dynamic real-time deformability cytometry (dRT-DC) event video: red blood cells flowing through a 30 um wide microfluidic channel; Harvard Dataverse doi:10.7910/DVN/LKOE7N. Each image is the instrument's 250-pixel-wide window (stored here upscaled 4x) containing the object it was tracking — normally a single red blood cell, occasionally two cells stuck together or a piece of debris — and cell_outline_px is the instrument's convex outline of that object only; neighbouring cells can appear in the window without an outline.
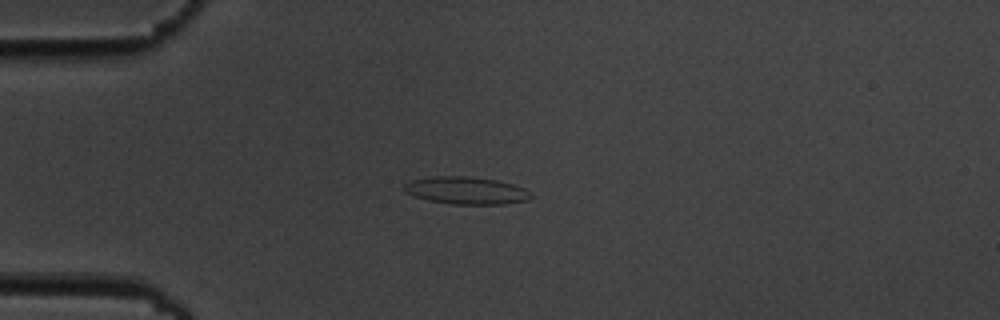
{"species": "common noctule bat (a hibernating species)", "species_latin": "Nyctalus noctula", "temperature_condition": "cold", "stored_images_in_passage": 12, "camera_frame_rate_fps": 3000, "um_per_image_px": 0.085, "animal": {"sex": "male", "body_mass_g": 19.5, "forearm_length_mm": 54.6}, "frame": {"image": 1, "passage_image": 1, "time_ms": 0.0, "image_size_px": [1000, 320], "cell_outline_px": [[532, 196], [528, 200], [504, 204], [452, 204], [428, 200], [404, 192], [404, 184], [408, 180], [428, 176], [468, 176], [496, 180], [512, 184], [524, 188], [532, 192]], "centroid_in_image_um": [39.6, 16.18], "position_along_channel_um": 45.4, "area_um2": 20.4}}
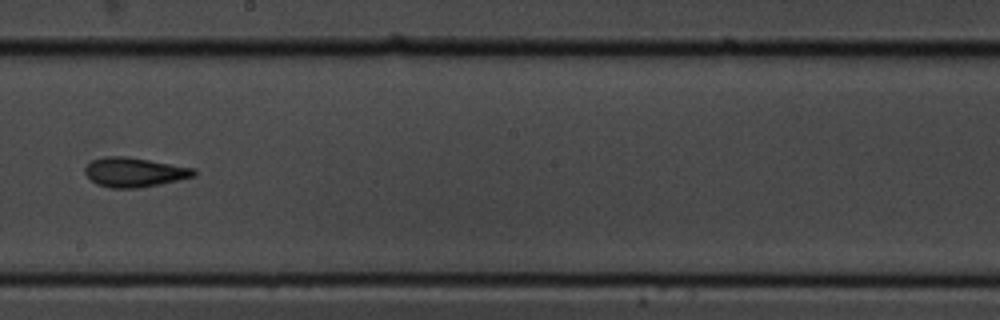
{"frame": {"image": 2, "passage_image": 6, "time_ms": 6.0, "image_size_px": [1000, 320], "cell_outline_px": [[196, 176], [160, 184], [136, 188], [108, 188], [96, 184], [84, 172], [84, 168], [92, 160], [104, 156], [128, 156], [196, 168]], "centroid_in_image_um": [11.43, 14.63], "position_along_channel_um": 236.8, "area_um2": 18.84}}
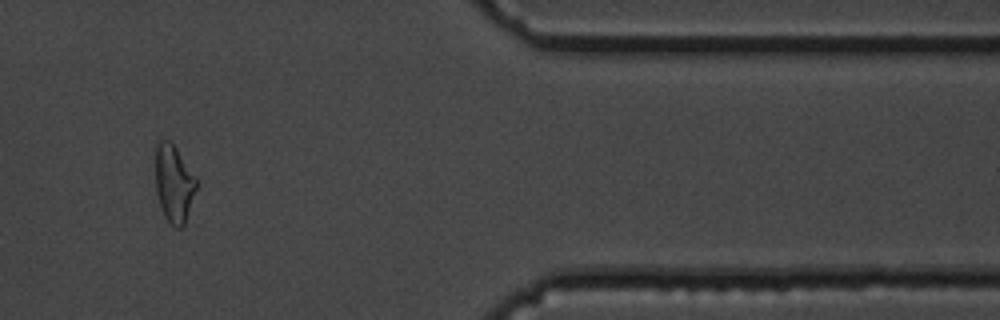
{"frame": {"image": 3, "passage_image": 10, "time_ms": 11.333, "image_size_px": [1000, 320], "cell_outline_px": [[196, 188], [184, 224], [180, 228], [176, 228], [164, 216], [156, 192], [156, 144], [160, 140], [172, 140], [196, 180]], "centroid_in_image_um": [14.76, 15.57], "position_along_channel_um": 396.6, "area_um2": 18.03}, "authors_computed_cell_mechanics": {"area_um2": 18.496, "velocity_mm_per_s": 3.5303, "shape_relaxation_time_tau1_ms": 2.3725, "shape_relaxation_time_tau2_ms": 1.8161, "deformation_change_tau1": 0.1062, "deformation_change_tau2": 0.0767}}